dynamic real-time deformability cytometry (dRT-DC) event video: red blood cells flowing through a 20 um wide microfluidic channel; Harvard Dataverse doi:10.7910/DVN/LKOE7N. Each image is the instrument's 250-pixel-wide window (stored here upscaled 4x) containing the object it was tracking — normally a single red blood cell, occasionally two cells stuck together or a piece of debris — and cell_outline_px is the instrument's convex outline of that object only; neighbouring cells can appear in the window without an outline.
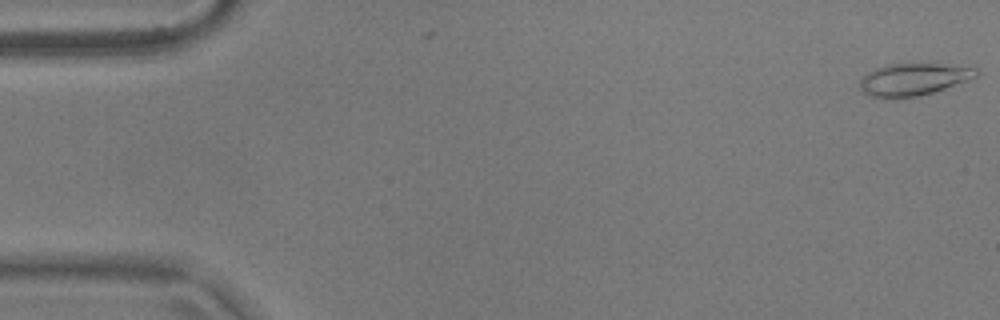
{"species": "common noctule bat (a hibernating species)", "species_latin": "Nyctalus noctula", "temperature_condition": "warm", "stored_images_in_passage": 2, "camera_frame_rate_fps": 3000, "um_per_image_px": 0.085, "animal": {"sex": "male", "body_mass_g": 17.9}, "frame": {"image": 1, "passage_image": 2, "time_ms": 0.333, "image_size_px": [1000, 320], "cell_outline_px": [[980, 72], [976, 76], [968, 80], [932, 92], [916, 96], [872, 96], [864, 92], [860, 88], [860, 76], [872, 68], [888, 64], [936, 60], [980, 68]], "centroid_in_image_um": [77.73, 6.63], "position_along_channel_um": 7.3, "area_um2": 22.72}}